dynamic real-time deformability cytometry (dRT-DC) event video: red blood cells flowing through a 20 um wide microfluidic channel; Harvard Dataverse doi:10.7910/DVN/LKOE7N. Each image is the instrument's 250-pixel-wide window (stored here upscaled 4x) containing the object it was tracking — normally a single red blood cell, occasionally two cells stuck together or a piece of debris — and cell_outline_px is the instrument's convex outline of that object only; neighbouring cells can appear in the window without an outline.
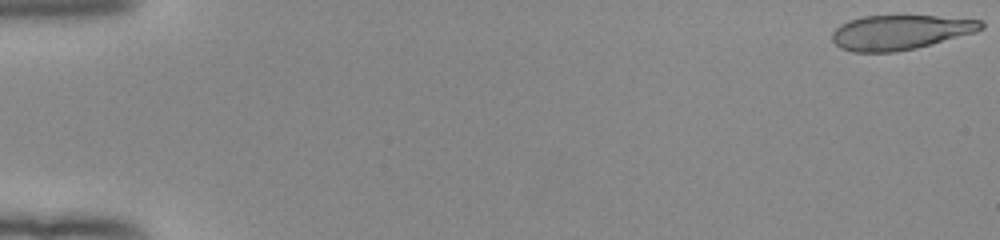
{"species": "human", "species_latin": "Homo sapiens", "temperature_condition": "room temperature", "stored_images_in_passage": 52, "camera_frame_rate_fps": 3000, "um_per_image_px": 0.085, "donor": {"sex": "female"}, "frame": {"image": 1, "passage_image": 1, "time_ms": 0.0, "image_size_px": [1000, 240], "cell_outline_px": [[984, 28], [976, 32], [916, 48], [892, 52], [852, 52], [840, 48], [832, 40], [832, 32], [840, 24], [848, 20], [864, 16], [936, 16], [980, 20], [984, 24]], "centroid_in_image_um": [76.49, 2.74], "position_along_channel_um": 8.5, "area_um2": 30.0}}
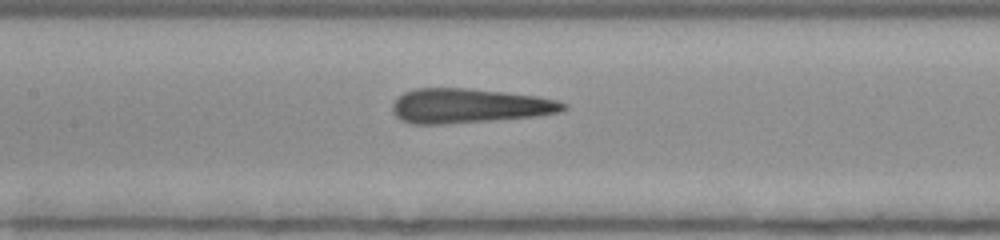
{"frame": {"image": 2, "passage_image": 26, "time_ms": 8.333, "image_size_px": [1000, 240], "cell_outline_px": [[568, 108], [560, 112], [536, 116], [444, 124], [412, 124], [400, 120], [392, 112], [392, 104], [404, 92], [416, 88], [468, 88], [536, 96], [556, 100], [568, 104]], "centroid_in_image_um": [39.86, 9.0], "position_along_channel_um": 167.5, "area_um2": 34.28}}
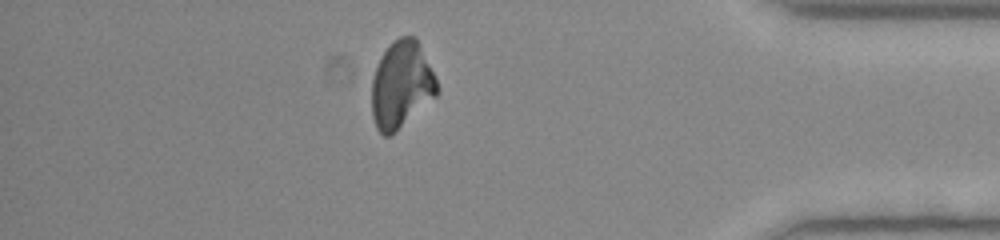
{"frame": {"image": 3, "passage_image": 46, "time_ms": 15.0, "image_size_px": [1000, 240], "cell_outline_px": [[440, 88], [436, 96], [396, 132], [388, 136], [384, 136], [376, 128], [372, 116], [372, 76], [380, 56], [400, 36], [416, 36]], "centroid_in_image_um": [34.11, 7.23], "position_along_channel_um": 401.1, "area_um2": 33.06}, "authors_computed_cell_mechanics": {"area_um2": 33.4373, "velocity_mm_per_s": 3.9851, "shape_relaxation_time_tau1_ms": null, "shape_relaxation_time_tau2_ms": 1.3713, "deformation_change_tau1": null, "deformation_change_tau2": 0.0874}}